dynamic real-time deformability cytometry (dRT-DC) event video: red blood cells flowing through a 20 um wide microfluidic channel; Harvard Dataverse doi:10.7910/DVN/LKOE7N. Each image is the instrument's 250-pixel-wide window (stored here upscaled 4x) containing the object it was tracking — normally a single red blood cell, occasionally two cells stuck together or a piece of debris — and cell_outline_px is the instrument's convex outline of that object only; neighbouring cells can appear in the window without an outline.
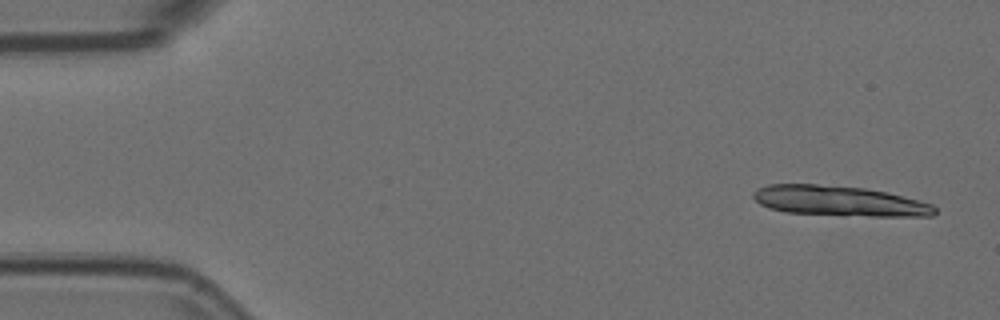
{"species": "Egyptian fruit bat (a non-hibernating species)", "species_latin": "Rousettus aegyptiacus", "temperature_condition": "room temperature", "stored_images_in_passage": 6, "camera_frame_rate_fps": 3000, "um_per_image_px": 0.085, "animal": {"sex": "female"}, "frame": {"image": 1, "passage_image": 1, "time_ms": 0.0, "image_size_px": [1000, 320], "cell_outline_px": [[936, 212], [932, 216], [844, 216], [784, 212], [768, 208], [760, 204], [752, 196], [752, 192], [756, 188], [768, 184], [816, 184], [864, 188], [888, 192], [920, 200], [932, 204], [936, 208]], "centroid_in_image_um": [71.32, 17.09], "position_along_channel_um": 13.7, "area_um2": 32.37}}
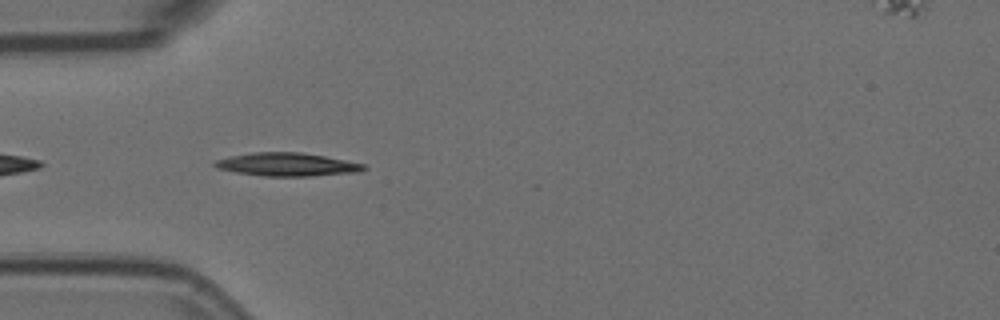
{"frame": {"image": 2, "passage_image": 5, "time_ms": 1.333, "image_size_px": [1000, 320], "cell_outline_px": [[368, 168], [360, 172], [312, 176], [264, 176], [236, 172], [216, 168], [212, 164], [216, 160], [232, 156], [252, 152], [300, 152], [324, 156], [364, 164]], "centroid_in_image_um": [24.41, 13.98], "position_along_channel_um": 60.6, "area_um2": 20.11}}
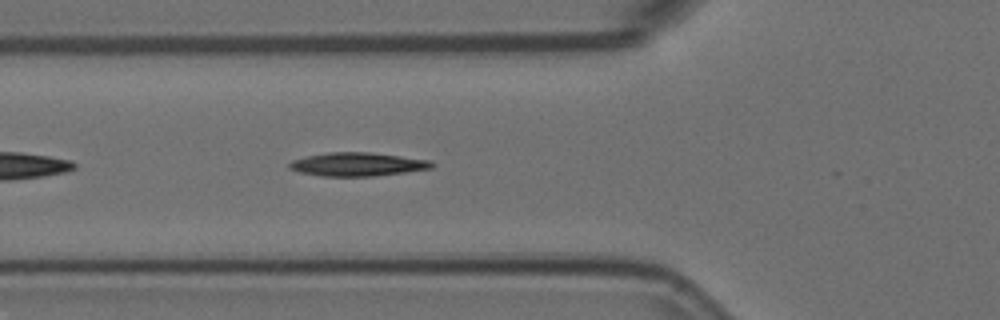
{"frame": {"image": 3, "passage_image": 6, "time_ms": 1.667, "image_size_px": [1000, 320], "cell_outline_px": [[436, 164], [432, 168], [408, 172], [376, 176], [320, 176], [300, 172], [288, 168], [288, 164], [292, 160], [308, 156], [328, 152], [368, 152], [432, 160]], "centroid_in_image_um": [30.42, 13.97], "position_along_channel_um": 95.4, "area_um2": 19.65}}